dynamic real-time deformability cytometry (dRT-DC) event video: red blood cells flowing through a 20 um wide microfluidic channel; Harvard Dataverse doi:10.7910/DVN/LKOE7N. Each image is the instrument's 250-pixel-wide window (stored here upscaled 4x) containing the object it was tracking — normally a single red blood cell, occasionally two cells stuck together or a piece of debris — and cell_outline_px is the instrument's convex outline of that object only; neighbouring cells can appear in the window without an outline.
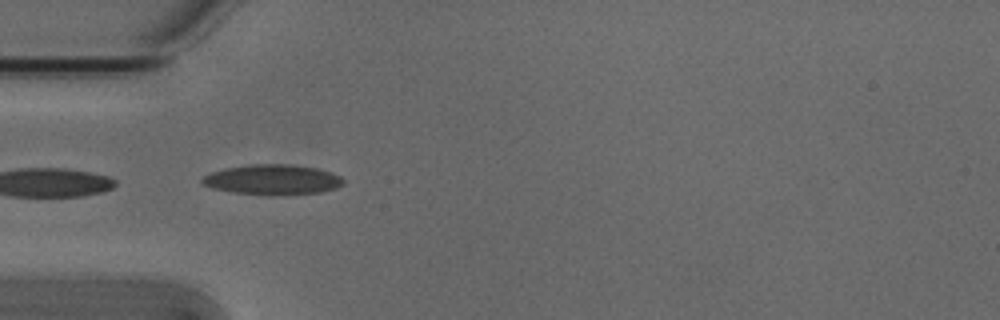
{"species": "Egyptian fruit bat (a non-hibernating species)", "species_latin": "Rousettus aegyptiacus", "temperature_condition": "cold", "stored_images_in_passage": 5, "camera_frame_rate_fps": 3000, "um_per_image_px": 0.085, "animal": {"sex": "male"}, "frame": {"image": 1, "passage_image": 5, "time_ms": 1.333, "image_size_px": [1000, 320], "cell_outline_px": [[344, 184], [336, 188], [320, 192], [272, 196], [268, 196], [232, 192], [212, 188], [204, 184], [200, 180], [204, 176], [212, 172], [224, 168], [252, 164], [292, 164], [316, 168], [332, 172], [340, 176], [344, 180]], "centroid_in_image_um": [23.18, 15.27], "position_along_channel_um": 61.8, "area_um2": 25.03}}